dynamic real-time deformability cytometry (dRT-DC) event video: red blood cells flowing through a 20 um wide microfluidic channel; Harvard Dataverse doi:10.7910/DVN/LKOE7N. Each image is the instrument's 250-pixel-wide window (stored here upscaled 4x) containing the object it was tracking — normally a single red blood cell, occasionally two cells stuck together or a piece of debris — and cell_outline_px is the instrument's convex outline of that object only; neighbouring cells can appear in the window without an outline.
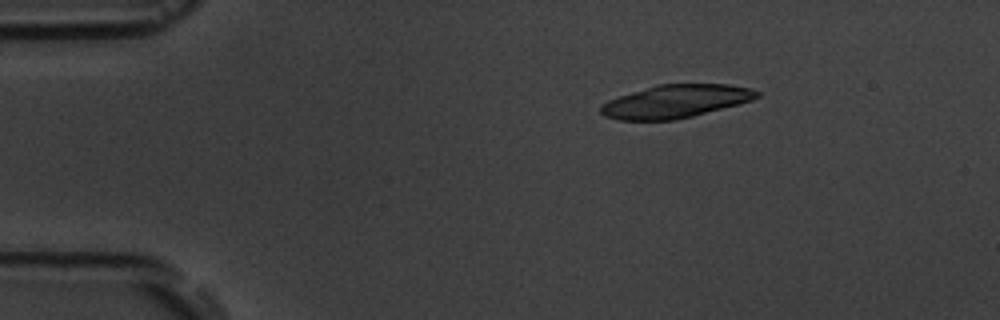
{"species": "common noctule bat (a hibernating species)", "species_latin": "Nyctalus noctula", "temperature_condition": "room temperature", "stored_images_in_passage": 5, "camera_frame_rate_fps": 3000, "um_per_image_px": 0.085, "animal": {"sex": "male", "body_mass_g": 19.5, "forearm_length_mm": 54.6}, "frame": {"image": 1, "passage_image": 3, "time_ms": 2.0, "image_size_px": [1000, 320], "cell_outline_px": [[760, 96], [752, 100], [740, 104], [676, 120], [620, 120], [604, 116], [600, 112], [600, 108], [608, 100], [656, 84], [728, 84], [752, 88], [760, 92]], "centroid_in_image_um": [57.47, 8.61], "position_along_channel_um": 27.5, "area_um2": 30.06}}